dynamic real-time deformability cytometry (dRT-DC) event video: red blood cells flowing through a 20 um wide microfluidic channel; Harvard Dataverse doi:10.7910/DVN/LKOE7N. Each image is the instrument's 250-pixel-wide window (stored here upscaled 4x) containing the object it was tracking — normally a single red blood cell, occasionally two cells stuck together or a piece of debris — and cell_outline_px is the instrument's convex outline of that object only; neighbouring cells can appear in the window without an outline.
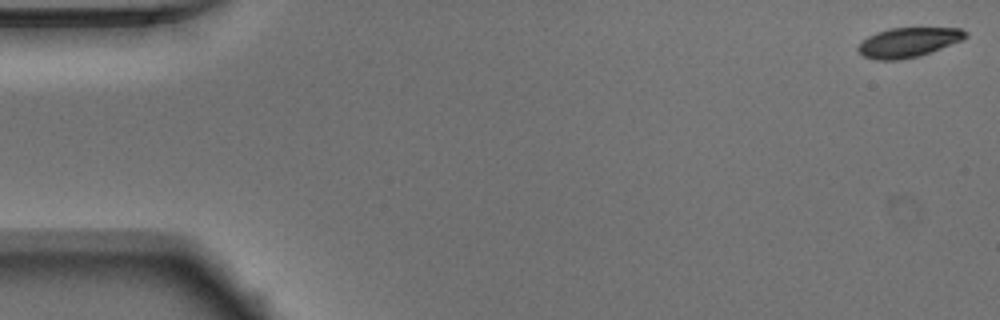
{"species": "Egyptian fruit bat (a non-hibernating species)", "species_latin": "Rousettus aegyptiacus", "temperature_condition": "warm", "stored_images_in_passage": 24, "camera_frame_rate_fps": 3000, "um_per_image_px": 0.085, "animal": {"sex": "male"}, "frame": {"image": 1, "passage_image": 1, "time_ms": 0.0, "image_size_px": [1000, 320], "cell_outline_px": [[968, 36], [960, 40], [920, 56], [900, 60], [876, 60], [864, 56], [856, 48], [868, 36], [876, 32], [888, 28], [960, 28], [968, 32]], "centroid_in_image_um": [77.19, 3.6], "position_along_channel_um": 7.8, "area_um2": 18.38}}
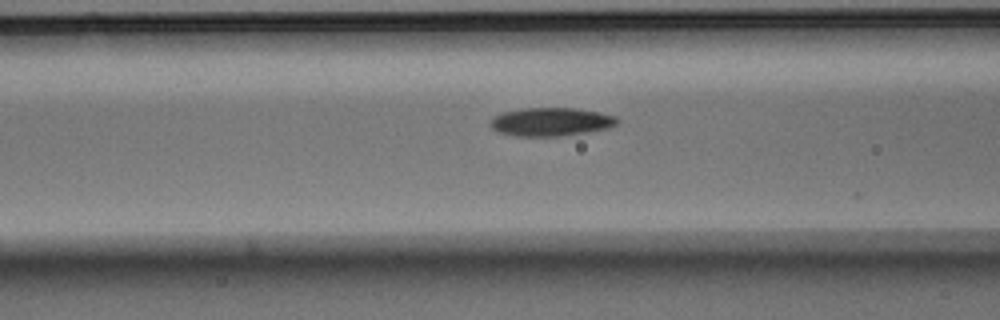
{"frame": {"image": 2, "passage_image": 20, "time_ms": 6.333, "image_size_px": [1000, 320], "cell_outline_px": [[620, 120], [616, 124], [608, 128], [588, 132], [564, 136], [516, 136], [500, 132], [492, 128], [488, 124], [492, 116], [504, 112], [524, 108], [576, 108], [600, 112], [616, 116]], "centroid_in_image_um": [46.84, 10.35], "position_along_channel_um": 119.8, "area_um2": 21.15}}
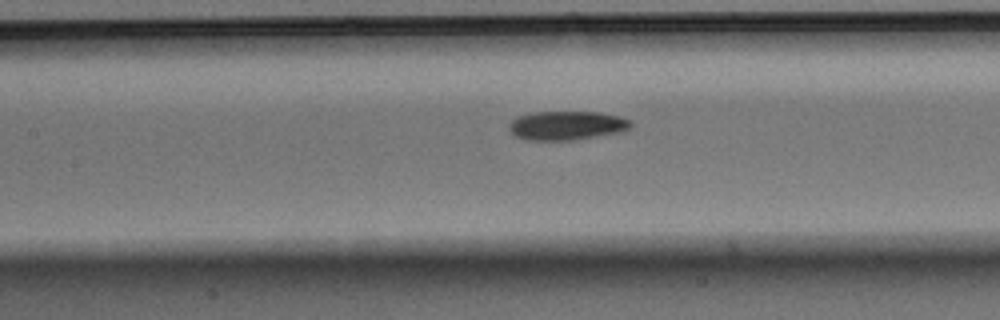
{"frame": {"image": 3, "passage_image": 23, "time_ms": 7.333, "image_size_px": [1000, 320], "cell_outline_px": [[632, 124], [628, 128], [620, 132], [572, 140], [528, 140], [516, 136], [508, 128], [512, 120], [520, 116], [536, 112], [596, 112], [620, 116], [632, 120]], "centroid_in_image_um": [48.19, 10.66], "position_along_channel_um": 159.2, "area_um2": 20.29}}